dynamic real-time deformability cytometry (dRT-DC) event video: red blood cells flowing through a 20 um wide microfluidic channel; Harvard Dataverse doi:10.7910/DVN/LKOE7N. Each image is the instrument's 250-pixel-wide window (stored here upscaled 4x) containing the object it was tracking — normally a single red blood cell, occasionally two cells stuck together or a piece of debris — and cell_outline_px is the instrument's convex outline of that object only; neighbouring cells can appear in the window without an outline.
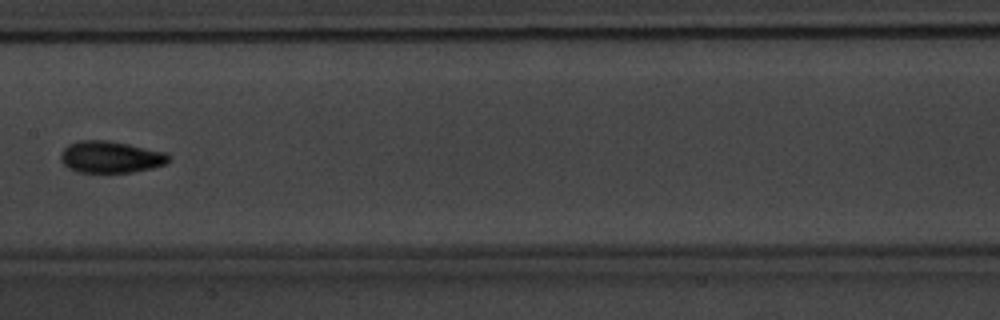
{"species": "common noctule bat (a hibernating species)", "species_latin": "Nyctalus noctula", "temperature_condition": "warm", "stored_images_in_passage": 9, "camera_frame_rate_fps": 3000, "um_per_image_px": 0.085, "animal": {"sex": "male", "body_mass_g": 20.1, "forearm_length_mm": 53.5}, "frame": {"image": 1, "passage_image": 8, "time_ms": 9.0, "image_size_px": [1000, 320], "cell_outline_px": [[172, 156], [168, 164], [152, 168], [132, 172], [76, 172], [68, 168], [60, 160], [60, 152], [68, 144], [76, 140], [108, 140], [168, 152]], "centroid_in_image_um": [9.43, 13.34], "position_along_channel_um": 198.0, "area_um2": 20.4}}
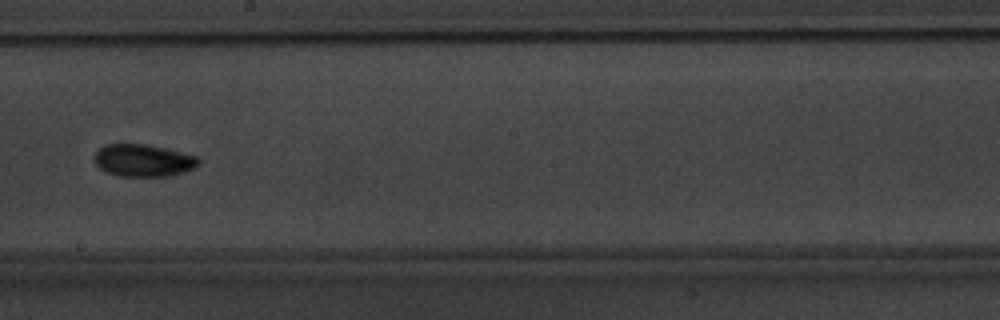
{"frame": {"image": 2, "passage_image": 9, "time_ms": 10.0, "image_size_px": [1000, 320], "cell_outline_px": [[200, 164], [196, 168], [184, 172], [168, 176], [120, 176], [104, 172], [92, 160], [96, 152], [104, 144], [148, 144], [196, 156], [200, 160]], "centroid_in_image_um": [12.16, 13.64], "position_along_channel_um": 236.0, "area_um2": 19.77}}